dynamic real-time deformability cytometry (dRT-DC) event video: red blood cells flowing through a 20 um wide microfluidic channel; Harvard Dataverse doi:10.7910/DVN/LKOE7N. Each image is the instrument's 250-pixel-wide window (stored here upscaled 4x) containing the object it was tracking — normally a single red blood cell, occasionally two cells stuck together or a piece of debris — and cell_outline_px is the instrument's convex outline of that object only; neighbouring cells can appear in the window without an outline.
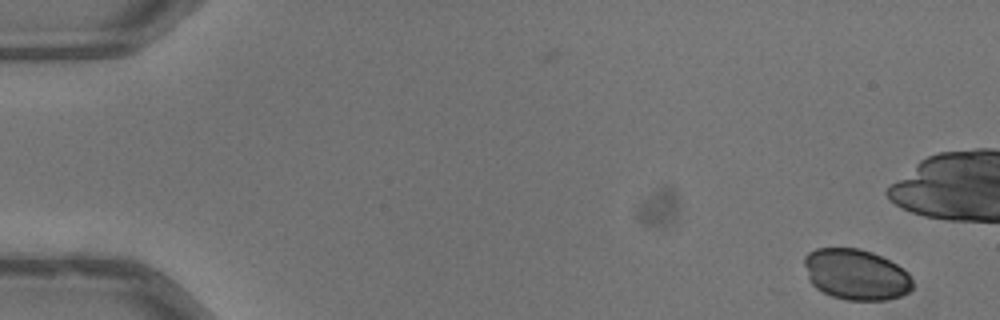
{"species": "common noctule bat (a hibernating species)", "species_latin": "Nyctalus noctula", "temperature_condition": "warm", "stored_images_in_passage": 13, "camera_frame_rate_fps": 3000, "um_per_image_px": 0.085, "animal": {"sex": "male", "body_mass_g": 13.3}, "frame": {"image": 1, "passage_image": 1, "time_ms": 0.0, "image_size_px": [1000, 320], "cell_outline_px": [[912, 288], [908, 292], [900, 296], [884, 300], [844, 300], [832, 296], [816, 288], [808, 280], [804, 264], [804, 256], [808, 252], [816, 248], [860, 248], [872, 252], [904, 268], [908, 272], [912, 280]], "centroid_in_image_um": [72.74, 23.33], "position_along_channel_um": 12.3, "area_um2": 32.19}}